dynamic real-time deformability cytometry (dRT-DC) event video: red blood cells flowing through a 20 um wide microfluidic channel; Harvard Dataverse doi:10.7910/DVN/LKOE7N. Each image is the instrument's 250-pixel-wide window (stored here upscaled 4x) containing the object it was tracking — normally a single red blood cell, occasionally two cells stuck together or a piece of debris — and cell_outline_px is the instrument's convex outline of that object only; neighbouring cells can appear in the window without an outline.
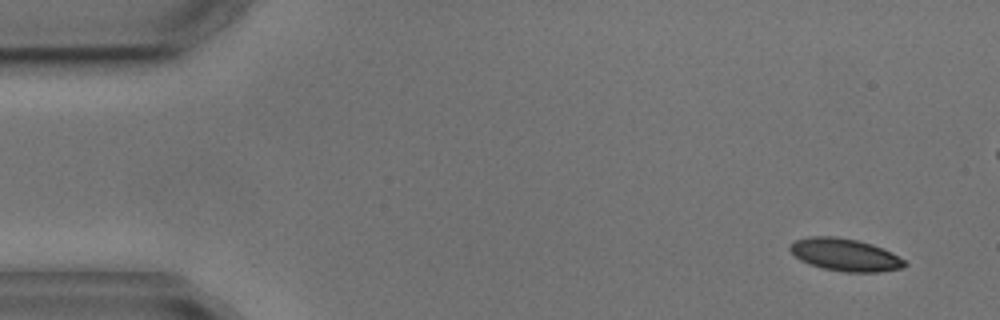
{"species": "common noctule bat (a hibernating species)", "species_latin": "Nyctalus noctula", "temperature_condition": "cold", "stored_images_in_passage": 5, "camera_frame_rate_fps": 3000, "um_per_image_px": 0.085, "animal": {"sex": "male", "body_mass_g": 17.9, "forearm_length_mm": 54.2}, "frame": {"image": 1, "passage_image": 1, "time_ms": 0.0, "image_size_px": [1000, 320], "cell_outline_px": [[908, 264], [904, 268], [880, 272], [844, 272], [824, 268], [808, 264], [800, 260], [788, 248], [788, 244], [796, 240], [808, 236], [836, 236], [856, 240], [872, 244], [884, 248], [892, 252], [904, 260]], "centroid_in_image_um": [71.84, 21.65], "position_along_channel_um": 13.2, "area_um2": 21.91}}